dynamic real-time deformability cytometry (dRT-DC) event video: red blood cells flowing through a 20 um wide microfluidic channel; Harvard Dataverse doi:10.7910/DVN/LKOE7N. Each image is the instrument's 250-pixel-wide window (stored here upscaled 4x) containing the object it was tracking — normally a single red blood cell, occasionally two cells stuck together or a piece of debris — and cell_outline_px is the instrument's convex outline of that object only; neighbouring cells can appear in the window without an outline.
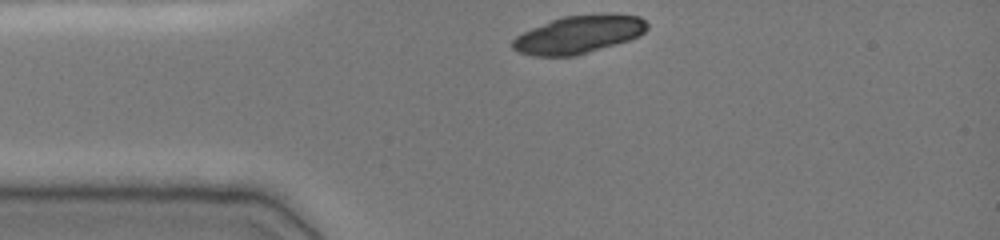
{"species": "common noctule bat (a hibernating species)", "species_latin": "Nyctalus noctula", "temperature_condition": "cold", "stored_images_in_passage": 32, "camera_frame_rate_fps": 3000, "um_per_image_px": 0.085, "animal": {"sex": "female", "body_mass_g": 19.0, "forearm_length_mm": 51.5}, "frame": {"image": 1, "passage_image": 1, "time_ms": 0.0, "image_size_px": [1000, 240], "cell_outline_px": [[648, 28], [640, 36], [628, 40], [576, 56], [532, 56], [520, 52], [512, 48], [512, 40], [516, 36], [532, 28], [552, 20], [564, 16], [608, 12], [640, 16], [648, 24]], "centroid_in_image_um": [49.23, 2.91], "position_along_channel_um": 35.8, "area_um2": 29.88}}